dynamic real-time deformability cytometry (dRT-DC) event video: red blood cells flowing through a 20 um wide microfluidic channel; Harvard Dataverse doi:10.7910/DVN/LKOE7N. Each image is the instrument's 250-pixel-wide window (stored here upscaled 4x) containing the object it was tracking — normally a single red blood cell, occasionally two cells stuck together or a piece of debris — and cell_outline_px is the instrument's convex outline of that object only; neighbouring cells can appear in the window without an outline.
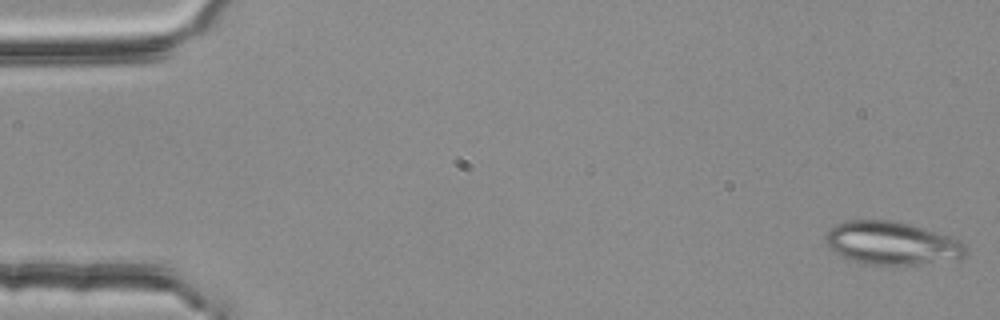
{"species": "common noctule bat (a hibernating species)", "species_latin": "Nyctalus noctula", "temperature_condition": "room temperature", "stored_images_in_passage": 13, "camera_frame_rate_fps": 3000, "um_per_image_px": 0.085, "animal": {"sex": "female", "body_mass_g": 25.1}, "frame": {"image": 1, "passage_image": 1, "time_ms": 0.0, "image_size_px": [1000, 320], "cell_outline_px": [[968, 256], [916, 264], [860, 264], [848, 260], [840, 256], [828, 248], [824, 236], [828, 228], [844, 220], [896, 220], [952, 236], [968, 244]], "centroid_in_image_um": [75.77, 20.65], "position_along_channel_um": 9.2, "area_um2": 35.72}}